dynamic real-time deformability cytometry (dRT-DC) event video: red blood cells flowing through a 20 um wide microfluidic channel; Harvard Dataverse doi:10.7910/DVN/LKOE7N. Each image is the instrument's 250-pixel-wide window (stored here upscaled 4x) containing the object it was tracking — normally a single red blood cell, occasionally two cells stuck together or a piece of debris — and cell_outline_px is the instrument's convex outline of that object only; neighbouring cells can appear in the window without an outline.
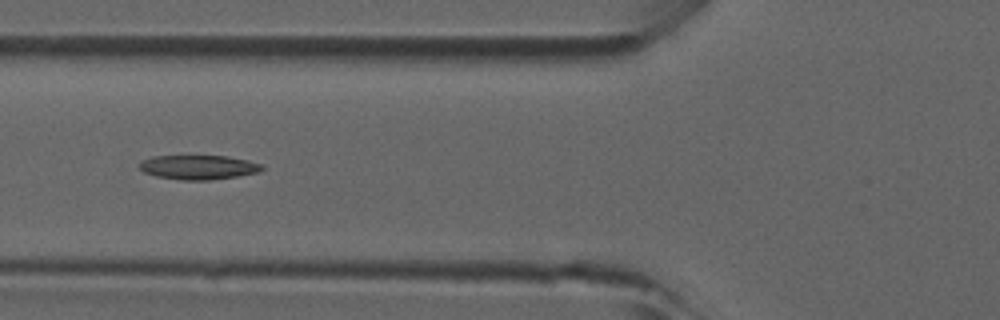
{"species": "common noctule bat (a hibernating species)", "species_latin": "Nyctalus noctula", "temperature_condition": "room temperature", "stored_images_in_passage": 36, "camera_frame_rate_fps": 3000, "um_per_image_px": 0.085, "animal": {"sex": "male", "forearm_length_mm": 52.5}, "frame": {"image": 1, "passage_image": 6, "time_ms": 1.667, "image_size_px": [1000, 320], "cell_outline_px": [[264, 168], [260, 172], [236, 176], [208, 180], [180, 180], [156, 176], [144, 172], [140, 168], [140, 164], [144, 160], [152, 156], [228, 156], [248, 160], [264, 164]], "centroid_in_image_um": [16.92, 14.21], "position_along_channel_um": 108.9, "area_um2": 17.34}}